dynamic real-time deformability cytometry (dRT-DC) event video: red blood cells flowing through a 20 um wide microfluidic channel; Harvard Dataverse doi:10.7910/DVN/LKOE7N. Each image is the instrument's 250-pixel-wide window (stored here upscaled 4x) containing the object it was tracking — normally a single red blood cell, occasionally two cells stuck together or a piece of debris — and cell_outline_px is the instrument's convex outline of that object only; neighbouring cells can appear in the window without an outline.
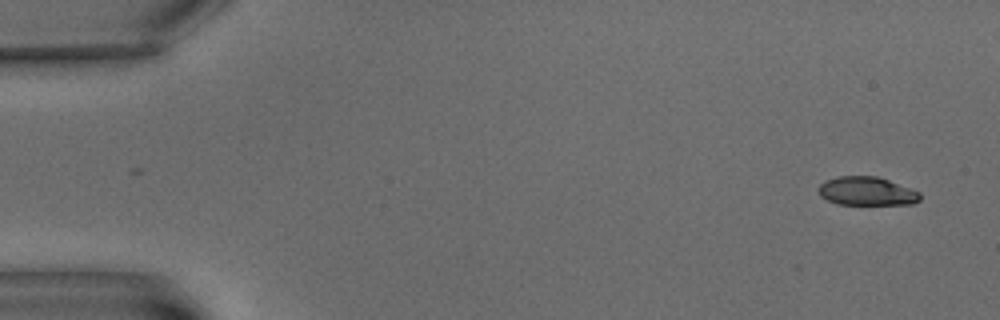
{"species": "common noctule bat (a hibernating species)", "species_latin": "Nyctalus noctula", "temperature_condition": "warm", "stored_images_in_passage": 5, "camera_frame_rate_fps": 3000, "um_per_image_px": 0.085, "animal": {"sex": "male", "body_mass_g": 15.6}, "frame": {"image": 1, "passage_image": 1, "time_ms": 0.0, "image_size_px": [1000, 320], "cell_outline_px": [[920, 200], [912, 204], [836, 204], [820, 196], [820, 184], [824, 180], [836, 176], [876, 176], [888, 180], [920, 192]], "centroid_in_image_um": [73.66, 16.25], "position_along_channel_um": 11.3, "area_um2": 16.82}}
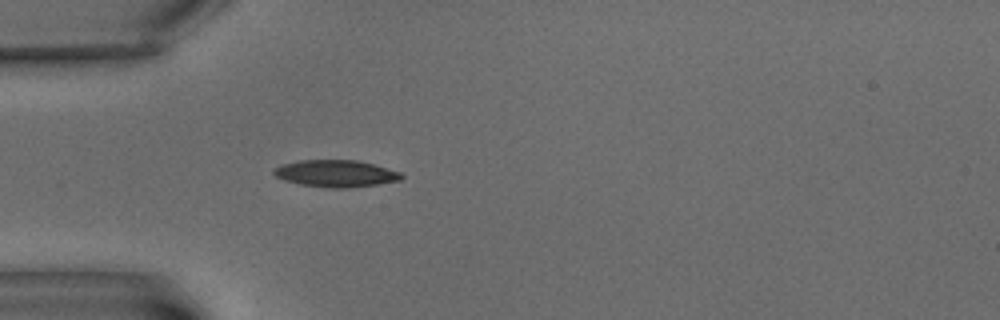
{"frame": {"image": 2, "passage_image": 5, "time_ms": 5.667, "image_size_px": [1000, 320], "cell_outline_px": [[404, 176], [400, 180], [380, 184], [348, 188], [328, 188], [300, 184], [284, 180], [276, 176], [272, 172], [272, 168], [280, 164], [300, 160], [360, 160], [400, 172]], "centroid_in_image_um": [28.52, 14.74], "position_along_channel_um": 56.5, "area_um2": 20.23}}